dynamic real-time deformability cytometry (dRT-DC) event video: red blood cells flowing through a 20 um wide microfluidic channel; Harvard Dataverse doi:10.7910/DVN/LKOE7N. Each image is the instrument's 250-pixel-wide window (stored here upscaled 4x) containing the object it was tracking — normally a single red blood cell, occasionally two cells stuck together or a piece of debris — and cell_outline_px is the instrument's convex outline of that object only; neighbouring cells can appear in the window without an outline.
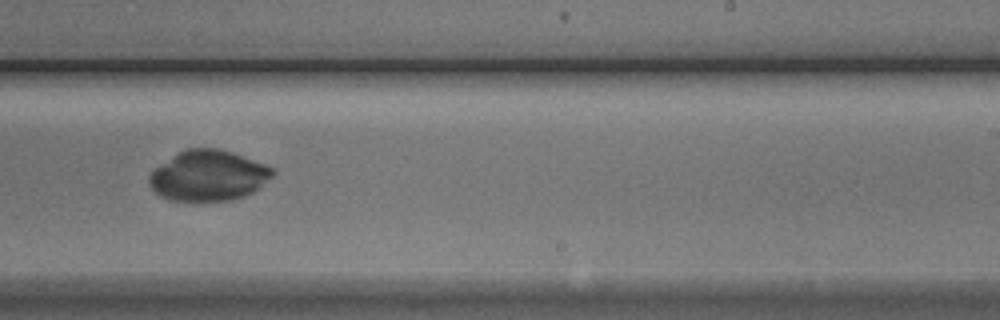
{"species": "Egyptian fruit bat (a non-hibernating species)", "species_latin": "Rousettus aegyptiacus", "temperature_condition": "cold", "stored_images_in_passage": 45, "camera_frame_rate_fps": 3000, "um_per_image_px": 0.085, "animal": {"sex": "male"}, "frame": {"image": 1, "passage_image": 24, "time_ms": 7.667, "image_size_px": [1000, 320], "cell_outline_px": [[276, 172], [272, 176], [252, 192], [244, 196], [232, 200], [168, 200], [160, 196], [148, 184], [148, 176], [156, 168], [172, 156], [184, 148], [216, 148], [232, 152], [264, 164], [272, 168]], "centroid_in_image_um": [17.68, 14.92], "position_along_channel_um": 271.3, "area_um2": 35.95}}
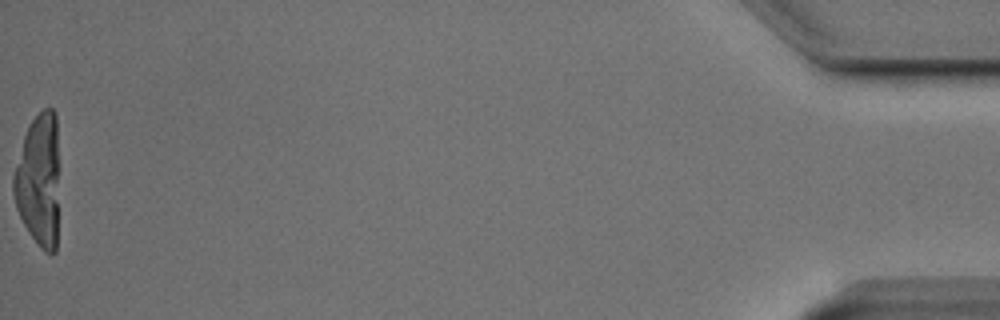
{"frame": {"image": 2, "passage_image": 45, "time_ms": 14.667, "image_size_px": [1000, 320], "cell_outline_px": [[56, 252], [52, 256], [44, 252], [40, 248], [28, 232], [16, 208], [12, 192], [12, 176], [24, 136], [28, 124], [44, 108], [52, 108], [56, 116]], "centroid_in_image_um": [3.24, 15.35], "position_along_channel_um": 432.0, "area_um2": 34.74}}